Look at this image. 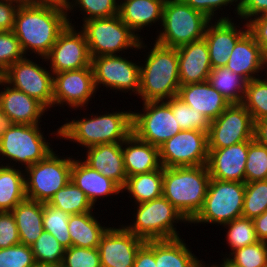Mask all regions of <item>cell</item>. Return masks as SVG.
Masks as SVG:
<instances>
[{
  "mask_svg": "<svg viewBox=\"0 0 267 267\" xmlns=\"http://www.w3.org/2000/svg\"><path fill=\"white\" fill-rule=\"evenodd\" d=\"M206 262L200 260V262L195 266V267H217L215 264L213 265H209V264H205Z\"/></svg>",
  "mask_w": 267,
  "mask_h": 267,
  "instance_id": "94428289",
  "label": "cell"
},
{
  "mask_svg": "<svg viewBox=\"0 0 267 267\" xmlns=\"http://www.w3.org/2000/svg\"><path fill=\"white\" fill-rule=\"evenodd\" d=\"M267 210V180L245 183L242 217L255 218Z\"/></svg>",
  "mask_w": 267,
  "mask_h": 267,
  "instance_id": "b9f144b4",
  "label": "cell"
},
{
  "mask_svg": "<svg viewBox=\"0 0 267 267\" xmlns=\"http://www.w3.org/2000/svg\"><path fill=\"white\" fill-rule=\"evenodd\" d=\"M122 152L127 177L161 167L159 148L139 139L134 133L122 142Z\"/></svg>",
  "mask_w": 267,
  "mask_h": 267,
  "instance_id": "4316f807",
  "label": "cell"
},
{
  "mask_svg": "<svg viewBox=\"0 0 267 267\" xmlns=\"http://www.w3.org/2000/svg\"><path fill=\"white\" fill-rule=\"evenodd\" d=\"M71 181L86 194L93 206L100 202L97 201L99 198L122 193L121 188L113 180L90 168L82 159H73Z\"/></svg>",
  "mask_w": 267,
  "mask_h": 267,
  "instance_id": "484cf974",
  "label": "cell"
},
{
  "mask_svg": "<svg viewBox=\"0 0 267 267\" xmlns=\"http://www.w3.org/2000/svg\"><path fill=\"white\" fill-rule=\"evenodd\" d=\"M254 139V121L242 104H230L210 122L208 149H221Z\"/></svg>",
  "mask_w": 267,
  "mask_h": 267,
  "instance_id": "9a60e30c",
  "label": "cell"
},
{
  "mask_svg": "<svg viewBox=\"0 0 267 267\" xmlns=\"http://www.w3.org/2000/svg\"><path fill=\"white\" fill-rule=\"evenodd\" d=\"M3 164L0 165V212L12 211L27 198L22 167L19 169Z\"/></svg>",
  "mask_w": 267,
  "mask_h": 267,
  "instance_id": "1f68e13d",
  "label": "cell"
},
{
  "mask_svg": "<svg viewBox=\"0 0 267 267\" xmlns=\"http://www.w3.org/2000/svg\"><path fill=\"white\" fill-rule=\"evenodd\" d=\"M0 86L1 111L8 115L13 124L35 125L42 122L41 118L48 111L42 103L14 89L1 77Z\"/></svg>",
  "mask_w": 267,
  "mask_h": 267,
  "instance_id": "44dd1931",
  "label": "cell"
},
{
  "mask_svg": "<svg viewBox=\"0 0 267 267\" xmlns=\"http://www.w3.org/2000/svg\"><path fill=\"white\" fill-rule=\"evenodd\" d=\"M89 117H79L59 126L57 132H52L60 138L77 143L78 146L88 148L98 144L123 142L132 133V111H111ZM92 116V117H91Z\"/></svg>",
  "mask_w": 267,
  "mask_h": 267,
  "instance_id": "7a4b0ae2",
  "label": "cell"
},
{
  "mask_svg": "<svg viewBox=\"0 0 267 267\" xmlns=\"http://www.w3.org/2000/svg\"><path fill=\"white\" fill-rule=\"evenodd\" d=\"M70 18L61 7L22 2L12 31L26 56L30 52L45 57L66 26L73 25Z\"/></svg>",
  "mask_w": 267,
  "mask_h": 267,
  "instance_id": "6da1fadb",
  "label": "cell"
},
{
  "mask_svg": "<svg viewBox=\"0 0 267 267\" xmlns=\"http://www.w3.org/2000/svg\"><path fill=\"white\" fill-rule=\"evenodd\" d=\"M165 0H125L119 4L122 21L141 39L143 28L162 23Z\"/></svg>",
  "mask_w": 267,
  "mask_h": 267,
  "instance_id": "83f0119b",
  "label": "cell"
},
{
  "mask_svg": "<svg viewBox=\"0 0 267 267\" xmlns=\"http://www.w3.org/2000/svg\"><path fill=\"white\" fill-rule=\"evenodd\" d=\"M31 249L38 267H61L65 248L49 232L43 231Z\"/></svg>",
  "mask_w": 267,
  "mask_h": 267,
  "instance_id": "d590c367",
  "label": "cell"
},
{
  "mask_svg": "<svg viewBox=\"0 0 267 267\" xmlns=\"http://www.w3.org/2000/svg\"><path fill=\"white\" fill-rule=\"evenodd\" d=\"M94 213L97 214V212L91 211L70 215L68 229L72 246L98 248L101 237L109 226H102Z\"/></svg>",
  "mask_w": 267,
  "mask_h": 267,
  "instance_id": "f546056e",
  "label": "cell"
},
{
  "mask_svg": "<svg viewBox=\"0 0 267 267\" xmlns=\"http://www.w3.org/2000/svg\"><path fill=\"white\" fill-rule=\"evenodd\" d=\"M120 226L109 227L101 237L98 246L101 267H133L138 250L146 242L123 224Z\"/></svg>",
  "mask_w": 267,
  "mask_h": 267,
  "instance_id": "ac0fdd59",
  "label": "cell"
},
{
  "mask_svg": "<svg viewBox=\"0 0 267 267\" xmlns=\"http://www.w3.org/2000/svg\"><path fill=\"white\" fill-rule=\"evenodd\" d=\"M252 220L258 240L267 242V210Z\"/></svg>",
  "mask_w": 267,
  "mask_h": 267,
  "instance_id": "11a10c76",
  "label": "cell"
},
{
  "mask_svg": "<svg viewBox=\"0 0 267 267\" xmlns=\"http://www.w3.org/2000/svg\"><path fill=\"white\" fill-rule=\"evenodd\" d=\"M69 217V213L48 203H43L44 231L52 234L65 249L72 246L68 229Z\"/></svg>",
  "mask_w": 267,
  "mask_h": 267,
  "instance_id": "f35d334b",
  "label": "cell"
},
{
  "mask_svg": "<svg viewBox=\"0 0 267 267\" xmlns=\"http://www.w3.org/2000/svg\"><path fill=\"white\" fill-rule=\"evenodd\" d=\"M184 240L181 237L155 240V262L158 267H195L200 262Z\"/></svg>",
  "mask_w": 267,
  "mask_h": 267,
  "instance_id": "4dcf8cb0",
  "label": "cell"
},
{
  "mask_svg": "<svg viewBox=\"0 0 267 267\" xmlns=\"http://www.w3.org/2000/svg\"><path fill=\"white\" fill-rule=\"evenodd\" d=\"M145 64H140L139 98L143 102L166 101L177 96L179 81L177 48L150 45Z\"/></svg>",
  "mask_w": 267,
  "mask_h": 267,
  "instance_id": "3957f363",
  "label": "cell"
},
{
  "mask_svg": "<svg viewBox=\"0 0 267 267\" xmlns=\"http://www.w3.org/2000/svg\"><path fill=\"white\" fill-rule=\"evenodd\" d=\"M249 32L255 37L267 61V15H260L248 22Z\"/></svg>",
  "mask_w": 267,
  "mask_h": 267,
  "instance_id": "816d5d0a",
  "label": "cell"
},
{
  "mask_svg": "<svg viewBox=\"0 0 267 267\" xmlns=\"http://www.w3.org/2000/svg\"><path fill=\"white\" fill-rule=\"evenodd\" d=\"M61 267H101L99 250L71 246L65 249Z\"/></svg>",
  "mask_w": 267,
  "mask_h": 267,
  "instance_id": "bcb514c9",
  "label": "cell"
},
{
  "mask_svg": "<svg viewBox=\"0 0 267 267\" xmlns=\"http://www.w3.org/2000/svg\"><path fill=\"white\" fill-rule=\"evenodd\" d=\"M177 97L193 110L202 113L210 122L230 105L208 81L181 85Z\"/></svg>",
  "mask_w": 267,
  "mask_h": 267,
  "instance_id": "d4e9b609",
  "label": "cell"
},
{
  "mask_svg": "<svg viewBox=\"0 0 267 267\" xmlns=\"http://www.w3.org/2000/svg\"><path fill=\"white\" fill-rule=\"evenodd\" d=\"M15 217L20 243L30 246L43 233V203L25 199L11 211Z\"/></svg>",
  "mask_w": 267,
  "mask_h": 267,
  "instance_id": "f1b7e54d",
  "label": "cell"
},
{
  "mask_svg": "<svg viewBox=\"0 0 267 267\" xmlns=\"http://www.w3.org/2000/svg\"><path fill=\"white\" fill-rule=\"evenodd\" d=\"M142 105V111H132V133L139 139L159 148L181 131L166 101H149Z\"/></svg>",
  "mask_w": 267,
  "mask_h": 267,
  "instance_id": "8fae6325",
  "label": "cell"
},
{
  "mask_svg": "<svg viewBox=\"0 0 267 267\" xmlns=\"http://www.w3.org/2000/svg\"><path fill=\"white\" fill-rule=\"evenodd\" d=\"M123 56V57H121ZM125 55H105L91 57L94 84L96 91L101 85L109 90L130 91L138 95L140 89V62H133ZM128 59V60H127Z\"/></svg>",
  "mask_w": 267,
  "mask_h": 267,
  "instance_id": "4fadbf2b",
  "label": "cell"
},
{
  "mask_svg": "<svg viewBox=\"0 0 267 267\" xmlns=\"http://www.w3.org/2000/svg\"><path fill=\"white\" fill-rule=\"evenodd\" d=\"M267 180V146L255 139L248 141L245 183Z\"/></svg>",
  "mask_w": 267,
  "mask_h": 267,
  "instance_id": "7bdbcfd3",
  "label": "cell"
},
{
  "mask_svg": "<svg viewBox=\"0 0 267 267\" xmlns=\"http://www.w3.org/2000/svg\"><path fill=\"white\" fill-rule=\"evenodd\" d=\"M265 63L261 47L248 31L236 43L225 67L249 82L252 79L263 77L259 73L262 74L265 70Z\"/></svg>",
  "mask_w": 267,
  "mask_h": 267,
  "instance_id": "cb8c5ba5",
  "label": "cell"
},
{
  "mask_svg": "<svg viewBox=\"0 0 267 267\" xmlns=\"http://www.w3.org/2000/svg\"><path fill=\"white\" fill-rule=\"evenodd\" d=\"M208 150L207 168L212 179L245 182L248 141Z\"/></svg>",
  "mask_w": 267,
  "mask_h": 267,
  "instance_id": "ffe728a7",
  "label": "cell"
},
{
  "mask_svg": "<svg viewBox=\"0 0 267 267\" xmlns=\"http://www.w3.org/2000/svg\"><path fill=\"white\" fill-rule=\"evenodd\" d=\"M261 78L247 82L241 103L251 114L254 122L267 119V78Z\"/></svg>",
  "mask_w": 267,
  "mask_h": 267,
  "instance_id": "8d00e7d4",
  "label": "cell"
},
{
  "mask_svg": "<svg viewBox=\"0 0 267 267\" xmlns=\"http://www.w3.org/2000/svg\"><path fill=\"white\" fill-rule=\"evenodd\" d=\"M239 267H267V242L258 241L233 251L228 257Z\"/></svg>",
  "mask_w": 267,
  "mask_h": 267,
  "instance_id": "ee69618b",
  "label": "cell"
},
{
  "mask_svg": "<svg viewBox=\"0 0 267 267\" xmlns=\"http://www.w3.org/2000/svg\"><path fill=\"white\" fill-rule=\"evenodd\" d=\"M74 9L81 11L84 16L82 22H85L90 19L108 18L119 14V3L117 0H71L66 9L67 15L74 12Z\"/></svg>",
  "mask_w": 267,
  "mask_h": 267,
  "instance_id": "60d3db41",
  "label": "cell"
},
{
  "mask_svg": "<svg viewBox=\"0 0 267 267\" xmlns=\"http://www.w3.org/2000/svg\"><path fill=\"white\" fill-rule=\"evenodd\" d=\"M185 4L189 5L193 9L202 12L205 14L209 19L211 20H221V19H230L229 15L227 17L222 16L218 17L221 9H225V6L232 5L234 7L235 15H238L239 9H238V3L239 0H182ZM235 3V4H234ZM224 7V8H223ZM237 13V14H236ZM218 15V16H217ZM215 16V18H214ZM218 17V18H217Z\"/></svg>",
  "mask_w": 267,
  "mask_h": 267,
  "instance_id": "c3c4849f",
  "label": "cell"
},
{
  "mask_svg": "<svg viewBox=\"0 0 267 267\" xmlns=\"http://www.w3.org/2000/svg\"><path fill=\"white\" fill-rule=\"evenodd\" d=\"M211 19L185 4L182 0H165L163 6V28L155 42L166 47L177 48L204 38Z\"/></svg>",
  "mask_w": 267,
  "mask_h": 267,
  "instance_id": "8992f818",
  "label": "cell"
},
{
  "mask_svg": "<svg viewBox=\"0 0 267 267\" xmlns=\"http://www.w3.org/2000/svg\"><path fill=\"white\" fill-rule=\"evenodd\" d=\"M254 139L267 146V119H260L254 122Z\"/></svg>",
  "mask_w": 267,
  "mask_h": 267,
  "instance_id": "9f6ffc18",
  "label": "cell"
},
{
  "mask_svg": "<svg viewBox=\"0 0 267 267\" xmlns=\"http://www.w3.org/2000/svg\"><path fill=\"white\" fill-rule=\"evenodd\" d=\"M133 267H158L155 262V240H148L140 247Z\"/></svg>",
  "mask_w": 267,
  "mask_h": 267,
  "instance_id": "db71d44e",
  "label": "cell"
},
{
  "mask_svg": "<svg viewBox=\"0 0 267 267\" xmlns=\"http://www.w3.org/2000/svg\"><path fill=\"white\" fill-rule=\"evenodd\" d=\"M223 227L227 229L225 237L231 251L229 254H226L227 256L237 249L259 241L251 218L239 217L223 224Z\"/></svg>",
  "mask_w": 267,
  "mask_h": 267,
  "instance_id": "74e56055",
  "label": "cell"
},
{
  "mask_svg": "<svg viewBox=\"0 0 267 267\" xmlns=\"http://www.w3.org/2000/svg\"><path fill=\"white\" fill-rule=\"evenodd\" d=\"M238 4L239 12L236 17L240 18L241 22L244 20L248 23L257 16L267 15V0H239Z\"/></svg>",
  "mask_w": 267,
  "mask_h": 267,
  "instance_id": "f907efd6",
  "label": "cell"
},
{
  "mask_svg": "<svg viewBox=\"0 0 267 267\" xmlns=\"http://www.w3.org/2000/svg\"><path fill=\"white\" fill-rule=\"evenodd\" d=\"M25 57L12 64L0 77L11 87L35 98L48 110L53 108V72Z\"/></svg>",
  "mask_w": 267,
  "mask_h": 267,
  "instance_id": "7c38bea8",
  "label": "cell"
},
{
  "mask_svg": "<svg viewBox=\"0 0 267 267\" xmlns=\"http://www.w3.org/2000/svg\"><path fill=\"white\" fill-rule=\"evenodd\" d=\"M123 1H125V0H117V2L120 4V3H122Z\"/></svg>",
  "mask_w": 267,
  "mask_h": 267,
  "instance_id": "be15d7a7",
  "label": "cell"
},
{
  "mask_svg": "<svg viewBox=\"0 0 267 267\" xmlns=\"http://www.w3.org/2000/svg\"><path fill=\"white\" fill-rule=\"evenodd\" d=\"M208 82L221 93L230 104H241L247 81L226 67L213 68Z\"/></svg>",
  "mask_w": 267,
  "mask_h": 267,
  "instance_id": "836d02e7",
  "label": "cell"
},
{
  "mask_svg": "<svg viewBox=\"0 0 267 267\" xmlns=\"http://www.w3.org/2000/svg\"><path fill=\"white\" fill-rule=\"evenodd\" d=\"M265 68H266V69L264 70V71H266V72H265V73H266L265 76L267 77V61H266V63H265Z\"/></svg>",
  "mask_w": 267,
  "mask_h": 267,
  "instance_id": "6125c7cd",
  "label": "cell"
},
{
  "mask_svg": "<svg viewBox=\"0 0 267 267\" xmlns=\"http://www.w3.org/2000/svg\"><path fill=\"white\" fill-rule=\"evenodd\" d=\"M55 153L51 151L44 159L24 169L27 199L48 203L71 180L73 158H62Z\"/></svg>",
  "mask_w": 267,
  "mask_h": 267,
  "instance_id": "30bf717a",
  "label": "cell"
},
{
  "mask_svg": "<svg viewBox=\"0 0 267 267\" xmlns=\"http://www.w3.org/2000/svg\"><path fill=\"white\" fill-rule=\"evenodd\" d=\"M210 179L207 165L163 167V196L189 223L203 206Z\"/></svg>",
  "mask_w": 267,
  "mask_h": 267,
  "instance_id": "277c9868",
  "label": "cell"
},
{
  "mask_svg": "<svg viewBox=\"0 0 267 267\" xmlns=\"http://www.w3.org/2000/svg\"><path fill=\"white\" fill-rule=\"evenodd\" d=\"M86 150V158H83L82 161L103 176L113 180L122 189L127 180L122 142L98 144L88 147Z\"/></svg>",
  "mask_w": 267,
  "mask_h": 267,
  "instance_id": "603a6c76",
  "label": "cell"
},
{
  "mask_svg": "<svg viewBox=\"0 0 267 267\" xmlns=\"http://www.w3.org/2000/svg\"><path fill=\"white\" fill-rule=\"evenodd\" d=\"M17 244H20V236L13 213L0 212V249Z\"/></svg>",
  "mask_w": 267,
  "mask_h": 267,
  "instance_id": "681fc988",
  "label": "cell"
},
{
  "mask_svg": "<svg viewBox=\"0 0 267 267\" xmlns=\"http://www.w3.org/2000/svg\"><path fill=\"white\" fill-rule=\"evenodd\" d=\"M0 267H38L32 249L25 244H17L0 249Z\"/></svg>",
  "mask_w": 267,
  "mask_h": 267,
  "instance_id": "7dc6e473",
  "label": "cell"
},
{
  "mask_svg": "<svg viewBox=\"0 0 267 267\" xmlns=\"http://www.w3.org/2000/svg\"><path fill=\"white\" fill-rule=\"evenodd\" d=\"M181 130L209 132L210 121L200 112L192 109L177 96L166 100Z\"/></svg>",
  "mask_w": 267,
  "mask_h": 267,
  "instance_id": "ab89813d",
  "label": "cell"
},
{
  "mask_svg": "<svg viewBox=\"0 0 267 267\" xmlns=\"http://www.w3.org/2000/svg\"><path fill=\"white\" fill-rule=\"evenodd\" d=\"M90 57L120 55L125 50L147 49V44L137 36L117 14L108 18H95L83 22ZM123 52V53H122Z\"/></svg>",
  "mask_w": 267,
  "mask_h": 267,
  "instance_id": "5b68a950",
  "label": "cell"
},
{
  "mask_svg": "<svg viewBox=\"0 0 267 267\" xmlns=\"http://www.w3.org/2000/svg\"><path fill=\"white\" fill-rule=\"evenodd\" d=\"M136 205L128 231L145 241L180 238L176 225L188 221L164 196Z\"/></svg>",
  "mask_w": 267,
  "mask_h": 267,
  "instance_id": "52a82bcc",
  "label": "cell"
},
{
  "mask_svg": "<svg viewBox=\"0 0 267 267\" xmlns=\"http://www.w3.org/2000/svg\"><path fill=\"white\" fill-rule=\"evenodd\" d=\"M13 125L12 120L7 114L1 111V96H0V138Z\"/></svg>",
  "mask_w": 267,
  "mask_h": 267,
  "instance_id": "680465c9",
  "label": "cell"
},
{
  "mask_svg": "<svg viewBox=\"0 0 267 267\" xmlns=\"http://www.w3.org/2000/svg\"><path fill=\"white\" fill-rule=\"evenodd\" d=\"M40 127L41 124H13L0 138V165L5 157L8 158L6 166L15 167L18 163L19 168L21 164L22 168L26 169L53 151Z\"/></svg>",
  "mask_w": 267,
  "mask_h": 267,
  "instance_id": "ba28073f",
  "label": "cell"
},
{
  "mask_svg": "<svg viewBox=\"0 0 267 267\" xmlns=\"http://www.w3.org/2000/svg\"><path fill=\"white\" fill-rule=\"evenodd\" d=\"M22 2L29 4L53 5L67 9L71 3V0H22Z\"/></svg>",
  "mask_w": 267,
  "mask_h": 267,
  "instance_id": "6f0895ef",
  "label": "cell"
},
{
  "mask_svg": "<svg viewBox=\"0 0 267 267\" xmlns=\"http://www.w3.org/2000/svg\"><path fill=\"white\" fill-rule=\"evenodd\" d=\"M134 198V204L151 201L163 196V167L155 171L140 173L127 177L121 189Z\"/></svg>",
  "mask_w": 267,
  "mask_h": 267,
  "instance_id": "d6a6232c",
  "label": "cell"
},
{
  "mask_svg": "<svg viewBox=\"0 0 267 267\" xmlns=\"http://www.w3.org/2000/svg\"><path fill=\"white\" fill-rule=\"evenodd\" d=\"M26 57L13 31L0 32V76L16 61Z\"/></svg>",
  "mask_w": 267,
  "mask_h": 267,
  "instance_id": "f6af8a7d",
  "label": "cell"
},
{
  "mask_svg": "<svg viewBox=\"0 0 267 267\" xmlns=\"http://www.w3.org/2000/svg\"><path fill=\"white\" fill-rule=\"evenodd\" d=\"M245 182L210 179L202 208L189 224L223 225L242 217Z\"/></svg>",
  "mask_w": 267,
  "mask_h": 267,
  "instance_id": "9c48e42d",
  "label": "cell"
},
{
  "mask_svg": "<svg viewBox=\"0 0 267 267\" xmlns=\"http://www.w3.org/2000/svg\"><path fill=\"white\" fill-rule=\"evenodd\" d=\"M68 24L60 33L56 43L42 61H47L50 70L55 73L91 67V57L84 32ZM44 59V60H43Z\"/></svg>",
  "mask_w": 267,
  "mask_h": 267,
  "instance_id": "2e32d148",
  "label": "cell"
},
{
  "mask_svg": "<svg viewBox=\"0 0 267 267\" xmlns=\"http://www.w3.org/2000/svg\"><path fill=\"white\" fill-rule=\"evenodd\" d=\"M223 262V263H222ZM222 262H220L221 264H216V262L214 263L217 267H239L237 265H235L233 262H231L227 256L225 255V257H223Z\"/></svg>",
  "mask_w": 267,
  "mask_h": 267,
  "instance_id": "91938a15",
  "label": "cell"
},
{
  "mask_svg": "<svg viewBox=\"0 0 267 267\" xmlns=\"http://www.w3.org/2000/svg\"><path fill=\"white\" fill-rule=\"evenodd\" d=\"M208 153V133L199 130H181L159 147L162 167L207 165Z\"/></svg>",
  "mask_w": 267,
  "mask_h": 267,
  "instance_id": "5bb4252c",
  "label": "cell"
},
{
  "mask_svg": "<svg viewBox=\"0 0 267 267\" xmlns=\"http://www.w3.org/2000/svg\"><path fill=\"white\" fill-rule=\"evenodd\" d=\"M181 85L208 81L211 73L209 48L203 38L177 47Z\"/></svg>",
  "mask_w": 267,
  "mask_h": 267,
  "instance_id": "7402d4cb",
  "label": "cell"
},
{
  "mask_svg": "<svg viewBox=\"0 0 267 267\" xmlns=\"http://www.w3.org/2000/svg\"><path fill=\"white\" fill-rule=\"evenodd\" d=\"M233 19L211 20L207 25L204 39L209 48L212 69L226 66L236 43L249 31L248 23L240 27V22L237 25Z\"/></svg>",
  "mask_w": 267,
  "mask_h": 267,
  "instance_id": "d6986e66",
  "label": "cell"
},
{
  "mask_svg": "<svg viewBox=\"0 0 267 267\" xmlns=\"http://www.w3.org/2000/svg\"><path fill=\"white\" fill-rule=\"evenodd\" d=\"M48 204L70 215L91 212L95 209L86 194L71 180L52 196Z\"/></svg>",
  "mask_w": 267,
  "mask_h": 267,
  "instance_id": "e575fe53",
  "label": "cell"
},
{
  "mask_svg": "<svg viewBox=\"0 0 267 267\" xmlns=\"http://www.w3.org/2000/svg\"><path fill=\"white\" fill-rule=\"evenodd\" d=\"M96 93L92 67L53 74V108L68 104L71 109L83 110Z\"/></svg>",
  "mask_w": 267,
  "mask_h": 267,
  "instance_id": "e0dca14e",
  "label": "cell"
},
{
  "mask_svg": "<svg viewBox=\"0 0 267 267\" xmlns=\"http://www.w3.org/2000/svg\"><path fill=\"white\" fill-rule=\"evenodd\" d=\"M22 0H0V30L12 31L16 12Z\"/></svg>",
  "mask_w": 267,
  "mask_h": 267,
  "instance_id": "f5cc1de1",
  "label": "cell"
}]
</instances>
